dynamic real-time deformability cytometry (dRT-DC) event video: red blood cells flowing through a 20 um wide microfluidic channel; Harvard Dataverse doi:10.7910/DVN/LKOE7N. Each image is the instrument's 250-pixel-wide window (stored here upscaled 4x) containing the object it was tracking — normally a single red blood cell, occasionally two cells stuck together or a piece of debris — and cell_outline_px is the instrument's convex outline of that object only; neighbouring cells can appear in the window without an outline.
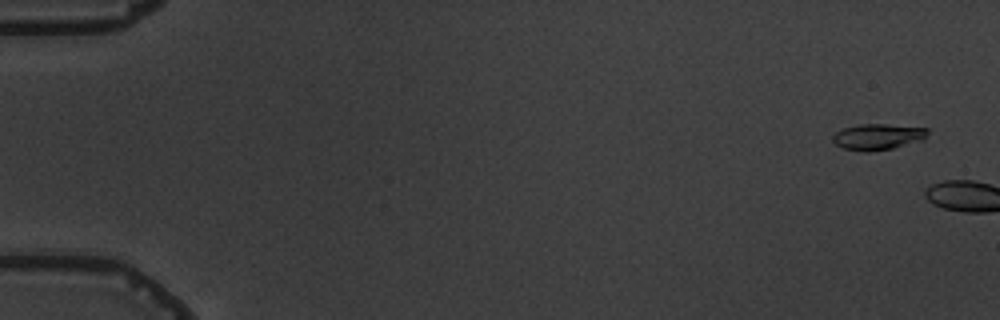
{"species": "common noctule bat (a hibernating species)", "species_latin": "Nyctalus noctula", "temperature_condition": "warm", "stored_images_in_passage": 2, "camera_frame_rate_fps": 3000, "um_per_image_px": 0.085, "animal": {"sex": "male", "body_mass_g": 19.5, "forearm_length_mm": 54.6}, "frame": {"image": 1, "passage_image": 1, "time_ms": 0.0, "image_size_px": [1000, 320], "cell_outline_px": [[928, 132], [924, 140], [892, 148], [868, 152], [864, 152], [844, 148], [836, 144], [832, 140], [832, 136], [836, 132], [844, 128], [860, 124], [884, 124], [928, 128]], "centroid_in_image_um": [74.62, 11.63], "position_along_channel_um": 10.4, "area_um2": 14.33}}